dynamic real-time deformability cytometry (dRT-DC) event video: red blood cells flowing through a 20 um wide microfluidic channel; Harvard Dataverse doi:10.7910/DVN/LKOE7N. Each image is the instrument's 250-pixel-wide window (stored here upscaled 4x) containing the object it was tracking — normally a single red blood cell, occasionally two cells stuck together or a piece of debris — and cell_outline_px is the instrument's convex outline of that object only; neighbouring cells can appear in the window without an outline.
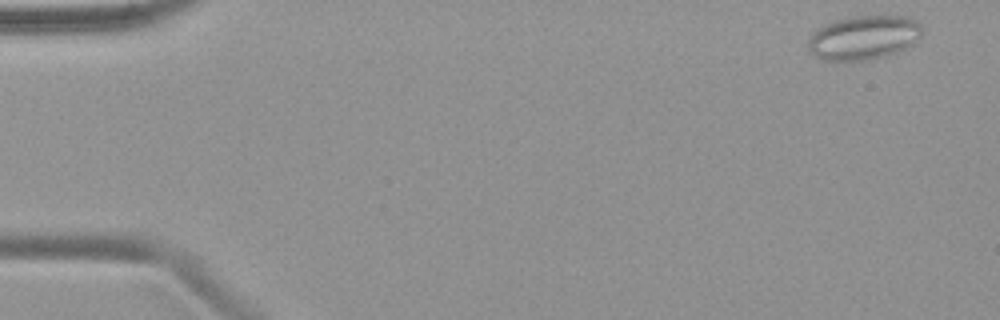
{"species": "common noctule bat (a hibernating species)", "species_latin": "Nyctalus noctula", "temperature_condition": "warm", "stored_images_in_passage": 48, "camera_frame_rate_fps": 3000, "um_per_image_px": 0.085, "animal": {"sex": "female", "body_mass_g": 19.9}, "frame": {"image": 1, "passage_image": 1, "time_ms": 0.0, "image_size_px": [1000, 320], "cell_outline_px": [[924, 32], [908, 48], [884, 56], [868, 60], [820, 60], [808, 52], [808, 40], [812, 32], [816, 28], [836, 20], [848, 16], [908, 16], [916, 20], [924, 28]], "centroid_in_image_um": [73.41, 3.19], "position_along_channel_um": 11.6, "area_um2": 29.71}}
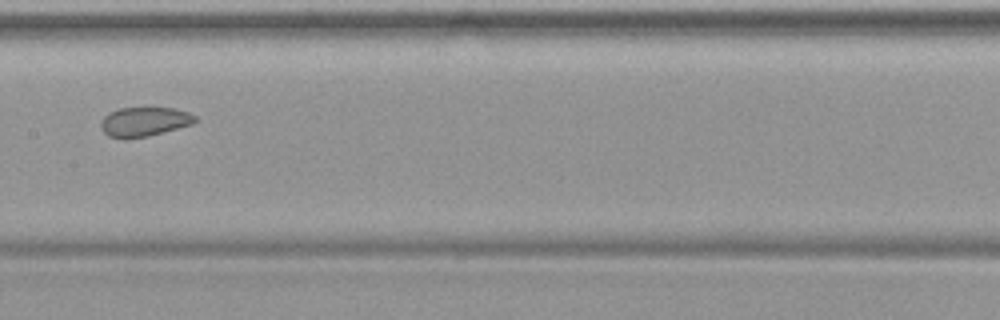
{"frame": {"image": 2, "passage_image": 24, "time_ms": 7.667, "image_size_px": [1000, 320], "cell_outline_px": [[200, 120], [192, 124], [148, 136], [124, 140], [108, 136], [100, 128], [100, 124], [104, 116], [108, 112], [116, 108], [172, 108], [188, 112], [196, 116]], "centroid_in_image_um": [12.23, 10.35], "position_along_channel_um": 195.2, "area_um2": 16.36}}
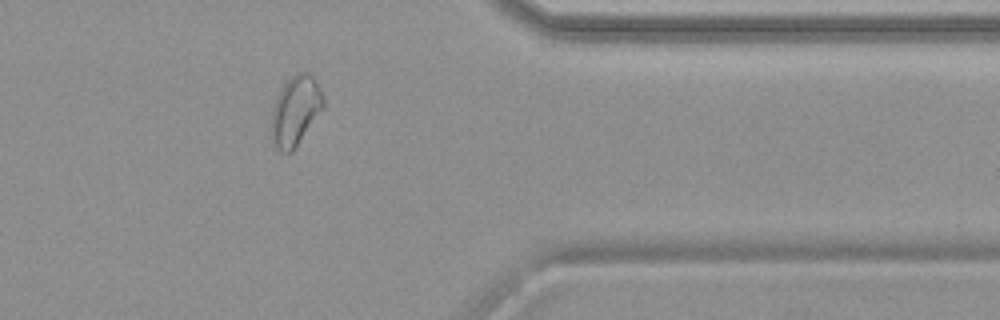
{"frame": {"image": 3, "passage_image": 39, "time_ms": 12.667, "image_size_px": [1000, 320], "cell_outline_px": [[324, 108], [292, 152], [280, 152], [276, 148], [272, 140], [272, 108], [276, 96], [280, 88], [292, 76], [300, 72], [312, 72], [324, 96]], "centroid_in_image_um": [25.13, 9.39], "position_along_channel_um": 386.3, "area_um2": 21.21}}